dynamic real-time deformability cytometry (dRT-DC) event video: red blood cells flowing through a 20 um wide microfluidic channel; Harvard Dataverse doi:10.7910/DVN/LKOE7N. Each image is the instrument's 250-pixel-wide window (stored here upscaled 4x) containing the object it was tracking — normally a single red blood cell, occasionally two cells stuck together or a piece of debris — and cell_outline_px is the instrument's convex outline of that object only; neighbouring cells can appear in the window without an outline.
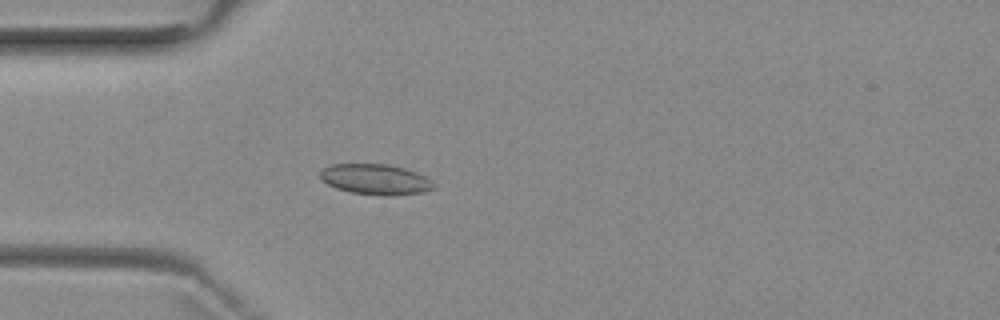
{"species": "common noctule bat (a hibernating species)", "species_latin": "Nyctalus noctula", "temperature_condition": "room temperature", "stored_images_in_passage": 3, "camera_frame_rate_fps": 3000, "um_per_image_px": 0.085, "animal": {"sex": "female", "body_mass_g": 29.2, "forearm_length_mm": 56.3}, "frame": {"image": 1, "passage_image": 3, "time_ms": 2.333, "image_size_px": [1000, 320], "cell_outline_px": [[436, 188], [424, 192], [392, 196], [384, 196], [352, 192], [336, 188], [320, 180], [320, 172], [324, 168], [332, 164], [388, 164], [404, 168], [416, 172], [424, 176], [436, 184]], "centroid_in_image_um": [31.94, 15.25], "position_along_channel_um": 53.1, "area_um2": 20.29}}